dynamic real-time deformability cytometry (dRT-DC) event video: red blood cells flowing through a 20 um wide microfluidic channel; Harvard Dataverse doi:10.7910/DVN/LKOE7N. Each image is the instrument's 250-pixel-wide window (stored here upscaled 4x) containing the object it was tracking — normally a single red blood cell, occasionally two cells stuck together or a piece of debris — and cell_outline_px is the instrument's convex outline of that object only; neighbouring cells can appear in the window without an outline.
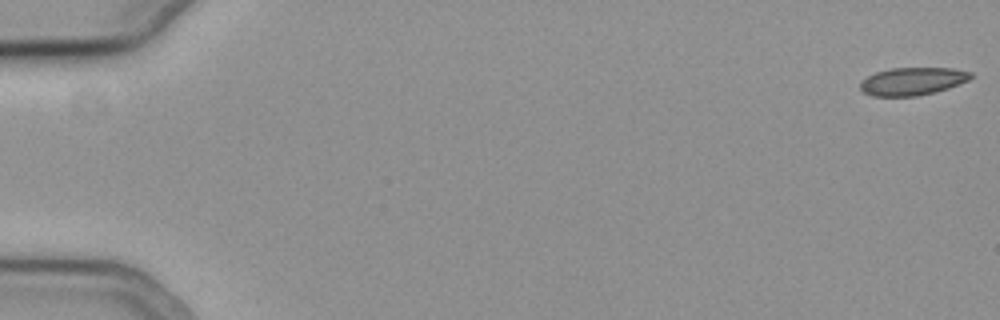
{"species": "common noctule bat (a hibernating species)", "species_latin": "Nyctalus noctula", "temperature_condition": "cold", "stored_images_in_passage": 16, "camera_frame_rate_fps": 3000, "um_per_image_px": 0.085, "animal": {"sex": "female", "body_mass_g": 19.3, "forearm_length_mm": 54.1}, "frame": {"image": 1, "passage_image": 1, "time_ms": 0.0, "image_size_px": [1000, 320], "cell_outline_px": [[972, 76], [968, 80], [960, 84], [936, 92], [916, 96], [872, 96], [864, 92], [860, 88], [860, 80], [876, 72], [892, 68], [952, 68], [972, 72]], "centroid_in_image_um": [77.56, 6.91], "position_along_channel_um": 7.4, "area_um2": 17.92}}
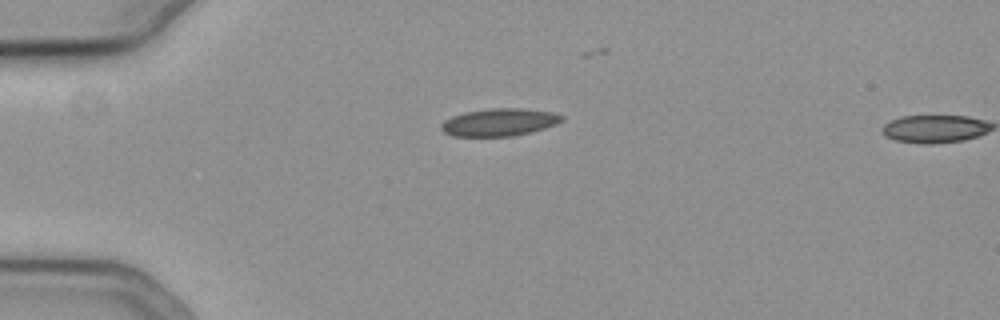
{"frame": {"image": 2, "passage_image": 15, "time_ms": 4.667, "image_size_px": [1000, 320], "cell_outline_px": [[564, 120], [556, 124], [544, 128], [512, 136], [452, 136], [444, 132], [440, 128], [440, 124], [444, 120], [452, 116], [464, 112], [488, 108], [524, 108], [552, 112], [564, 116]], "centroid_in_image_um": [42.42, 10.38], "position_along_channel_um": 42.6, "area_um2": 19.42}}